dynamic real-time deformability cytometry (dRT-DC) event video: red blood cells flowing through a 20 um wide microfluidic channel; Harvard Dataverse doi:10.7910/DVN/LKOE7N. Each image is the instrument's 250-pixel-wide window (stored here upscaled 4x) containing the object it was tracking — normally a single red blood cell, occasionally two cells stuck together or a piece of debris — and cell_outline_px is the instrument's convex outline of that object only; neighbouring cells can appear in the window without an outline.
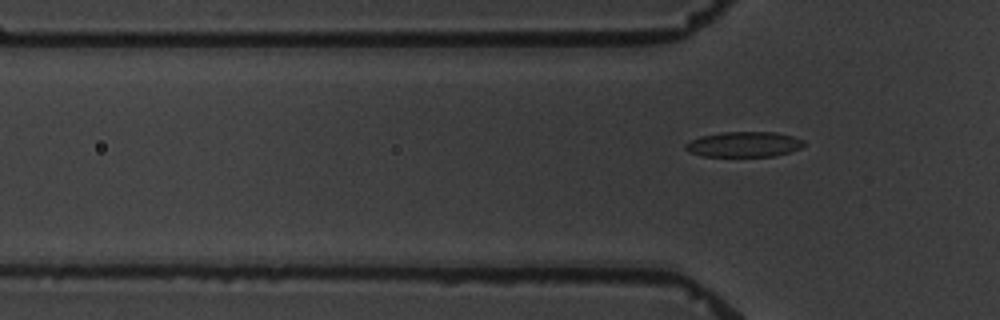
{"species": "common noctule bat (a hibernating species)", "species_latin": "Nyctalus noctula", "temperature_condition": "warm", "stored_images_in_passage": 4, "camera_frame_rate_fps": 3000, "um_per_image_px": 0.085, "animal": {"sex": "male", "body_mass_g": 19.5, "forearm_length_mm": 54.6}, "frame": {"image": 1, "passage_image": 4, "time_ms": 3.333, "image_size_px": [1000, 320], "cell_outline_px": [[804, 144], [800, 148], [788, 152], [772, 156], [704, 156], [688, 152], [684, 148], [684, 144], [700, 136], [720, 132], [776, 132], [792, 136], [804, 140]], "centroid_in_image_um": [63.2, 12.26], "position_along_channel_um": 62.6, "area_um2": 17.4}}